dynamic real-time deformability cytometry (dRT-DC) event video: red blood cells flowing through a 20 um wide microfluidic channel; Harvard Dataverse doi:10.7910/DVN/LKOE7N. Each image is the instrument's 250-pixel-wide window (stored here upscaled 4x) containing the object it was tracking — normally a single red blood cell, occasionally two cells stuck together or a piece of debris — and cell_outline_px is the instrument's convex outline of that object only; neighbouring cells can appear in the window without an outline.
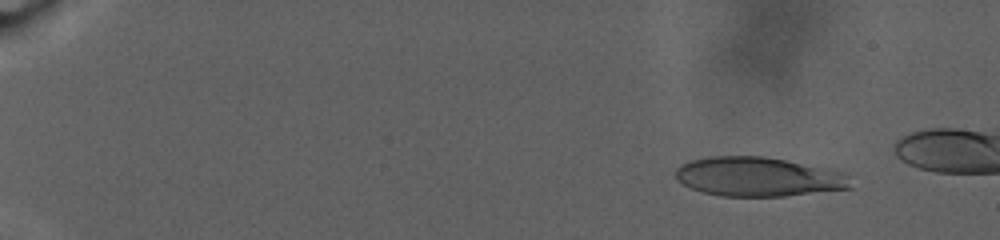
{"species": "human", "species_latin": "Homo sapiens", "temperature_condition": "warm", "stored_images_in_passage": 90, "camera_frame_rate_fps": 3000, "um_per_image_px": 0.085, "donor": {"sex": "male"}, "frame": {"image": 1, "passage_image": 11, "time_ms": 3.333, "image_size_px": [1000, 240], "cell_outline_px": [[852, 188], [784, 196], [720, 196], [704, 192], [692, 188], [684, 184], [676, 176], [676, 168], [680, 164], [692, 160], [712, 156], [764, 156], [784, 160], [836, 172], [844, 176]], "centroid_in_image_um": [64.34, 15.03], "position_along_channel_um": 20.7, "area_um2": 38.96}}
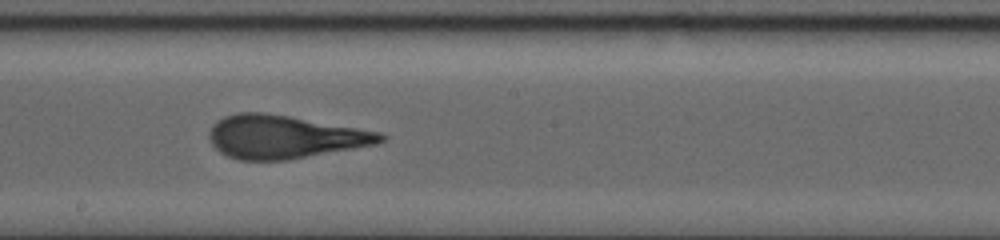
{"frame": {"image": 2, "passage_image": 56, "time_ms": 18.333, "image_size_px": [1000, 240], "cell_outline_px": [[388, 136], [384, 140], [376, 144], [288, 160], [236, 160], [220, 152], [212, 144], [208, 136], [208, 132], [212, 124], [216, 120], [224, 116], [236, 112], [264, 112], [288, 116], [380, 132]], "centroid_in_image_um": [24.12, 11.63], "position_along_channel_um": 224.1, "area_um2": 43.06}}
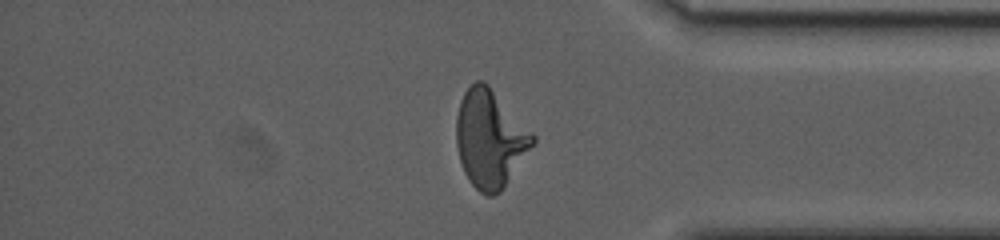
{"frame": {"image": 3, "passage_image": 78, "time_ms": 25.667, "image_size_px": [1000, 240], "cell_outline_px": [[536, 140], [500, 192], [492, 196], [488, 196], [480, 192], [468, 180], [464, 172], [460, 160], [456, 144], [456, 116], [460, 100], [464, 92], [476, 80], [484, 80], [488, 84], [536, 136]], "centroid_in_image_um": [41.62, 11.78], "position_along_channel_um": 393.6, "area_um2": 43.18}}